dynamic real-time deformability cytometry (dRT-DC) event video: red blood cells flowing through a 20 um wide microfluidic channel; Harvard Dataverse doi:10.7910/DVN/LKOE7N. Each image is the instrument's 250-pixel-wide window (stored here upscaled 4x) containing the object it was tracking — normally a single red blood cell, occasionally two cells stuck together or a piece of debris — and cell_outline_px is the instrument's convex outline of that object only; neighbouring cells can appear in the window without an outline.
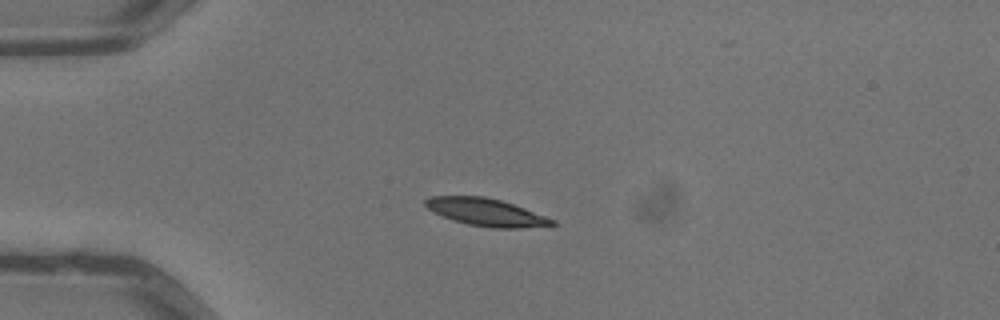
{"species": "common noctule bat (a hibernating species)", "species_latin": "Nyctalus noctula", "temperature_condition": "warm", "stored_images_in_passage": 5, "camera_frame_rate_fps": 3000, "um_per_image_px": 0.085, "animal": {"sex": "male", "body_mass_g": 13.3}, "frame": {"image": 1, "passage_image": 5, "time_ms": 1.333, "image_size_px": [1000, 320], "cell_outline_px": [[556, 224], [520, 228], [492, 228], [468, 224], [452, 220], [428, 208], [424, 204], [424, 200], [432, 196], [484, 196], [500, 200], [524, 208], [556, 220]], "centroid_in_image_um": [41.32, 18.03], "position_along_channel_um": 43.7, "area_um2": 20.0}}